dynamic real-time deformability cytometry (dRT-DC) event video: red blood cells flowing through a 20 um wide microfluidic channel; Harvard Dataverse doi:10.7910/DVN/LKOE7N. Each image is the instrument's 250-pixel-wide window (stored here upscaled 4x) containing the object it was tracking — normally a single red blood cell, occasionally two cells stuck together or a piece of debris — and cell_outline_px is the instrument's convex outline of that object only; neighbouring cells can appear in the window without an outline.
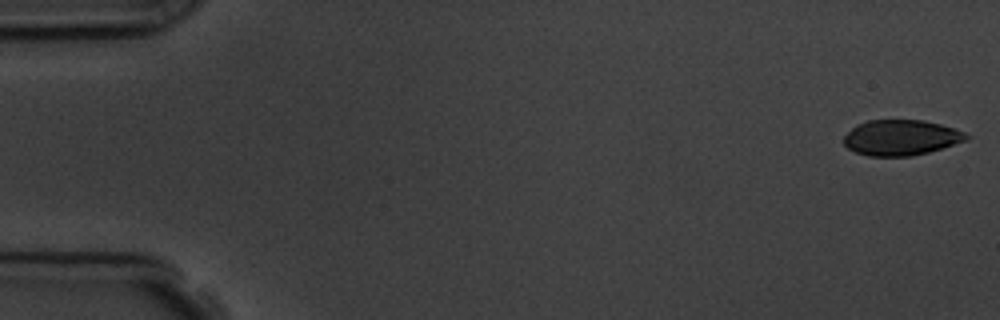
{"species": "common noctule bat (a hibernating species)", "species_latin": "Nyctalus noctula", "temperature_condition": "room temperature", "stored_images_in_passage": 5, "camera_frame_rate_fps": 3000, "um_per_image_px": 0.085, "animal": {"sex": "male", "body_mass_g": 19.5, "forearm_length_mm": 54.6}, "frame": {"image": 1, "passage_image": 1, "time_ms": 0.0, "image_size_px": [1000, 320], "cell_outline_px": [[972, 136], [968, 140], [928, 152], [912, 156], [868, 156], [856, 152], [848, 148], [844, 144], [844, 136], [856, 124], [868, 120], [924, 120], [940, 124], [964, 132]], "centroid_in_image_um": [76.59, 11.69], "position_along_channel_um": 8.4, "area_um2": 25.37}}
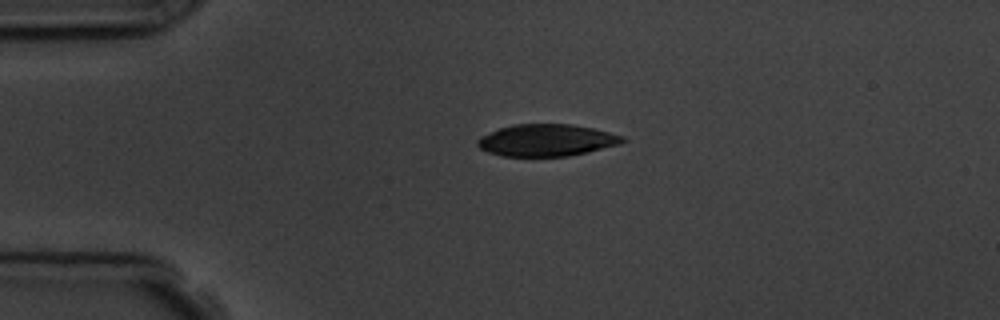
{"frame": {"image": 2, "passage_image": 4, "time_ms": 3.667, "image_size_px": [1000, 320], "cell_outline_px": [[628, 140], [620, 144], [588, 152], [568, 156], [500, 156], [488, 152], [480, 148], [476, 144], [476, 140], [480, 136], [500, 128], [512, 124], [572, 124], [592, 128], [624, 136]], "centroid_in_image_um": [46.45, 11.92], "position_along_channel_um": 38.5, "area_um2": 27.11}}